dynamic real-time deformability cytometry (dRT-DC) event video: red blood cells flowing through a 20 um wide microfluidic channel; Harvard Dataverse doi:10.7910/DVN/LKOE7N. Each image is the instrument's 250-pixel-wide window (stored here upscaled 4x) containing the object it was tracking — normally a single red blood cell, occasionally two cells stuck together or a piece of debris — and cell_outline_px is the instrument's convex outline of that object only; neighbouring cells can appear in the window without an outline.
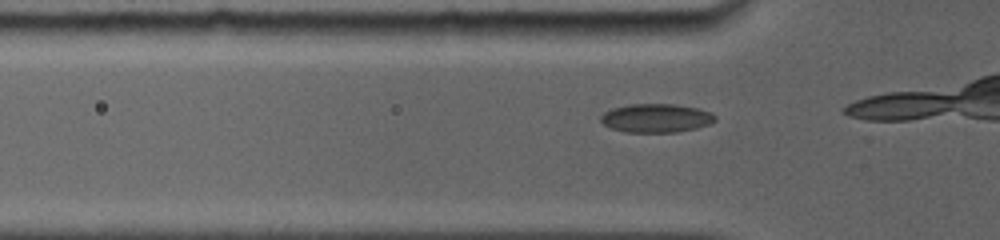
{"species": "common noctule bat (a hibernating species)", "species_latin": "Nyctalus noctula", "temperature_condition": "room temperature", "stored_images_in_passage": 4, "camera_frame_rate_fps": 5000, "um_per_image_px": 0.085, "animal": {"sex": "female", "body_mass_g": 19.0, "forearm_length_mm": 56.7}, "frame": {"image": 1, "passage_image": 2, "time_ms": 0.4, "image_size_px": [1000, 240], "cell_outline_px": [[716, 120], [708, 124], [696, 128], [676, 132], [624, 132], [612, 128], [604, 124], [600, 120], [600, 116], [604, 112], [612, 108], [628, 104], [676, 104], [700, 108], [712, 112], [716, 116]], "centroid_in_image_um": [55.78, 10.03], "position_along_channel_um": 70.0, "area_um2": 19.25}}